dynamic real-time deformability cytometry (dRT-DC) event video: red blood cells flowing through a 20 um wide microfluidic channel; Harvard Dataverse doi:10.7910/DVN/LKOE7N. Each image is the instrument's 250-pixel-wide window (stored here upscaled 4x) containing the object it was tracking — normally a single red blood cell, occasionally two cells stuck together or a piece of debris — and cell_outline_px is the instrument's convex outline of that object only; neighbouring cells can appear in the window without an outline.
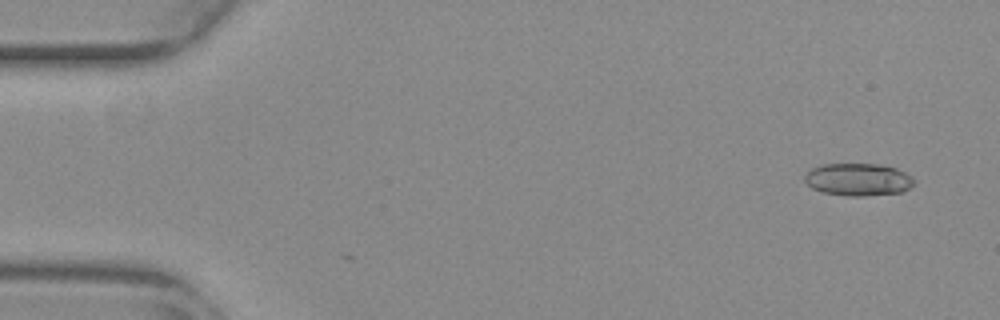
{"species": "common noctule bat (a hibernating species)", "species_latin": "Nyctalus noctula", "temperature_condition": "warm", "stored_images_in_passage": 51, "camera_frame_rate_fps": 3000, "um_per_image_px": 0.085, "animal": {"sex": "female", "body_mass_g": 29.2, "forearm_length_mm": 56.3}, "frame": {"image": 1, "passage_image": 1, "time_ms": 0.0, "image_size_px": [1000, 320], "cell_outline_px": [[916, 180], [908, 188], [900, 192], [864, 196], [848, 196], [824, 192], [812, 188], [804, 180], [804, 176], [812, 168], [824, 164], [876, 164], [896, 168], [912, 176]], "centroid_in_image_um": [72.94, 15.25], "position_along_channel_um": 12.1, "area_um2": 20.52}}
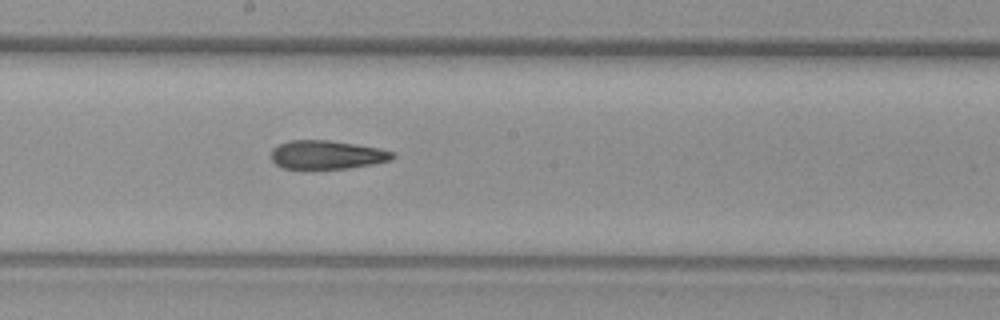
{"frame": {"image": 2, "passage_image": 27, "time_ms": 8.667, "image_size_px": [1000, 320], "cell_outline_px": [[396, 156], [392, 160], [372, 164], [348, 168], [280, 168], [272, 160], [272, 148], [288, 140], [328, 140], [356, 144], [380, 148], [392, 152]], "centroid_in_image_um": [27.79, 13.15], "position_along_channel_um": 220.4, "area_um2": 20.17}}
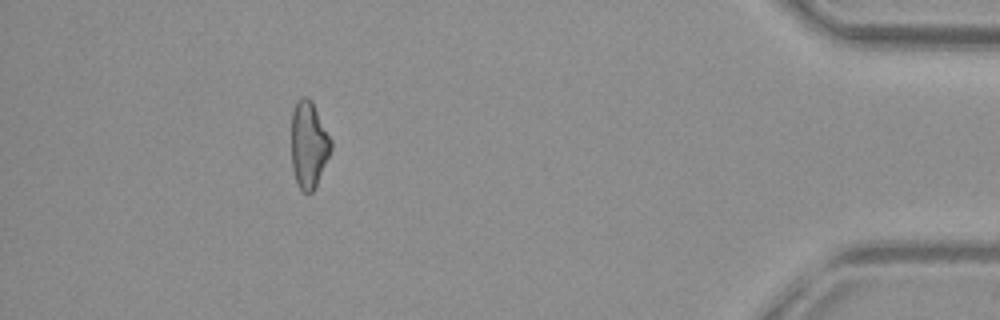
{"frame": {"image": 3, "passage_image": 46, "time_ms": 15.0, "image_size_px": [1000, 320], "cell_outline_px": [[332, 148], [316, 184], [312, 192], [304, 192], [296, 184], [292, 168], [292, 112], [296, 100], [300, 96], [308, 96], [312, 100], [332, 140]], "centroid_in_image_um": [26.23, 12.24], "position_along_channel_um": 409.0, "area_um2": 20.06}, "authors_computed_cell_mechanics": {"area_um2": 20.8658, "velocity_mm_per_s": 3.8935, "shape_relaxation_time_tau1_ms": null, "shape_relaxation_time_tau2_ms": 4.3395, "deformation_change_tau1": null, "deformation_change_tau2": 0.1469}}